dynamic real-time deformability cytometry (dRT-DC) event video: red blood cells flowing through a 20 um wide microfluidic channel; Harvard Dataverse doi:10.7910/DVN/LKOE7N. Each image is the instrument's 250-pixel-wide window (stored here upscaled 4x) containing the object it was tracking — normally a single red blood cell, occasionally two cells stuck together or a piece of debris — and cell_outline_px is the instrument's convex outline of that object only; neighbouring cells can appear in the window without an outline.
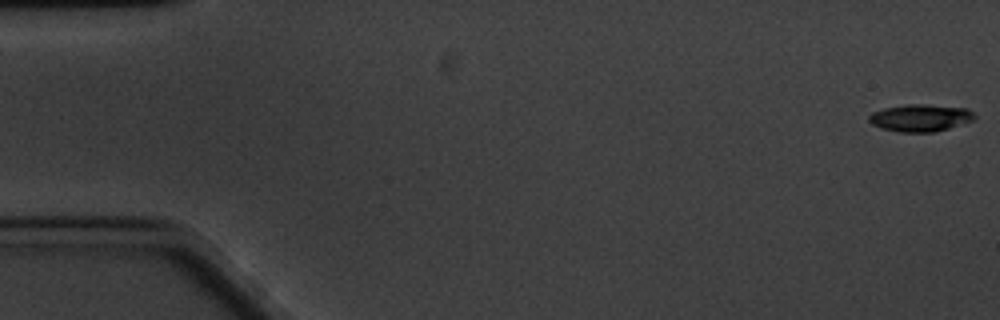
{"species": "common noctule bat (a hibernating species)", "species_latin": "Nyctalus noctula", "temperature_condition": "cold", "stored_images_in_passage": 55, "camera_frame_rate_fps": 3000, "um_per_image_px": 0.085, "animal": {"sex": "male", "body_mass_g": 20.1, "forearm_length_mm": 53.5}, "frame": {"image": 1, "passage_image": 1, "time_ms": 0.0, "image_size_px": [1000, 320], "cell_outline_px": [[976, 116], [972, 120], [936, 132], [900, 132], [880, 128], [872, 124], [868, 120], [868, 116], [872, 112], [884, 108], [904, 104], [924, 104], [968, 108]], "centroid_in_image_um": [78.19, 10.01], "position_along_channel_um": 6.8, "area_um2": 16.76}}
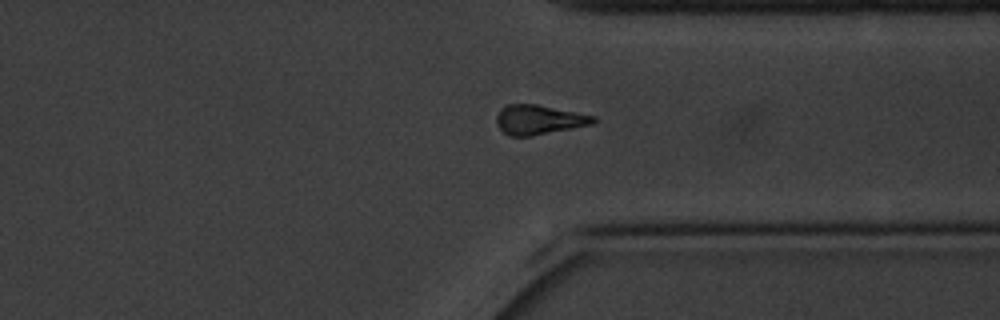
{"frame": {"image": 2, "passage_image": 46, "time_ms": 15.0, "image_size_px": [1000, 320], "cell_outline_px": [[596, 120], [592, 124], [532, 136], [508, 136], [496, 124], [496, 116], [500, 108], [504, 104], [536, 104], [596, 116]], "centroid_in_image_um": [45.76, 10.17], "position_along_channel_um": 365.6, "area_um2": 16.7}}
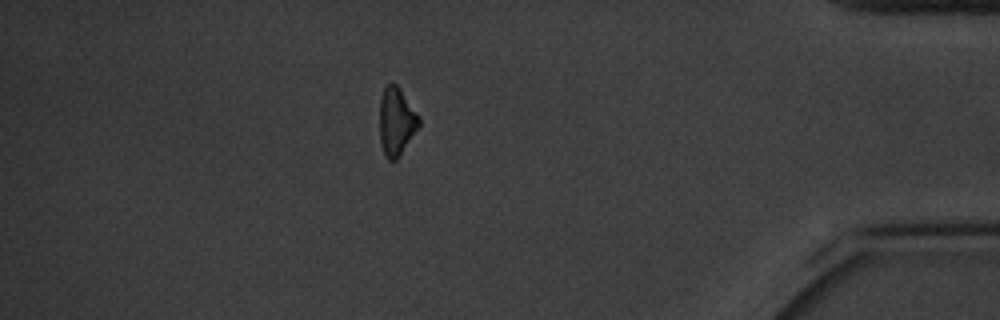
{"frame": {"image": 3, "passage_image": 53, "time_ms": 17.333, "image_size_px": [1000, 320], "cell_outline_px": [[420, 128], [396, 160], [388, 160], [384, 156], [380, 140], [380, 96], [384, 88], [392, 80], [400, 88], [420, 116]], "centroid_in_image_um": [33.71, 10.31], "position_along_channel_um": 401.5, "area_um2": 15.95}, "authors_computed_cell_mechanics": {"area_um2": 16.9354, "velocity_mm_per_s": 3.2998, "shape_relaxation_time_tau1_ms": 2.3814, "shape_relaxation_time_tau2_ms": null, "deformation_change_tau1": 0.1223, "deformation_change_tau2": null}}